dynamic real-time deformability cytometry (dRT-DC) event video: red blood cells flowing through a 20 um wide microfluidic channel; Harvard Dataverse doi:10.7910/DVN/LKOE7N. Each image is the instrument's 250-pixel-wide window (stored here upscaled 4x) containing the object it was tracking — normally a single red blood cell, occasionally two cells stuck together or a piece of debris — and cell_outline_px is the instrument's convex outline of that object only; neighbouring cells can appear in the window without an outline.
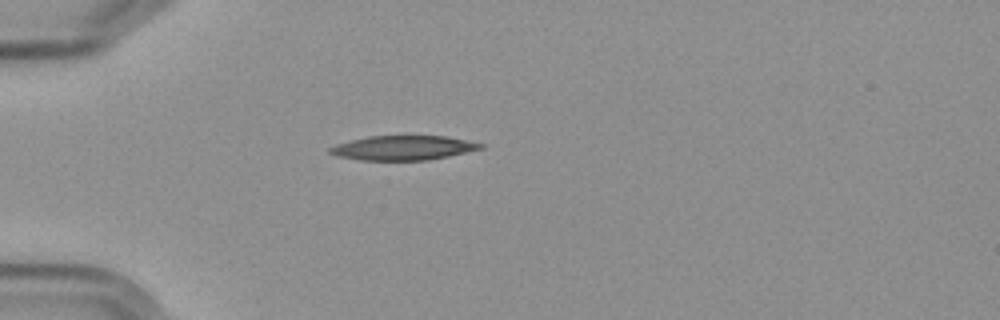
{"species": "Egyptian fruit bat (a non-hibernating species)", "species_latin": "Rousettus aegyptiacus", "temperature_condition": "cold", "stored_images_in_passage": 2, "camera_frame_rate_fps": 3000, "um_per_image_px": 0.085, "frame": {"image": 1, "passage_image": 2, "time_ms": 2.333, "image_size_px": [1000, 320], "cell_outline_px": [[484, 148], [448, 156], [428, 160], [360, 160], [336, 156], [328, 152], [328, 148], [336, 144], [368, 136], [448, 136], [484, 144]], "centroid_in_image_um": [34.25, 12.57], "position_along_channel_um": 50.7, "area_um2": 21.44}}